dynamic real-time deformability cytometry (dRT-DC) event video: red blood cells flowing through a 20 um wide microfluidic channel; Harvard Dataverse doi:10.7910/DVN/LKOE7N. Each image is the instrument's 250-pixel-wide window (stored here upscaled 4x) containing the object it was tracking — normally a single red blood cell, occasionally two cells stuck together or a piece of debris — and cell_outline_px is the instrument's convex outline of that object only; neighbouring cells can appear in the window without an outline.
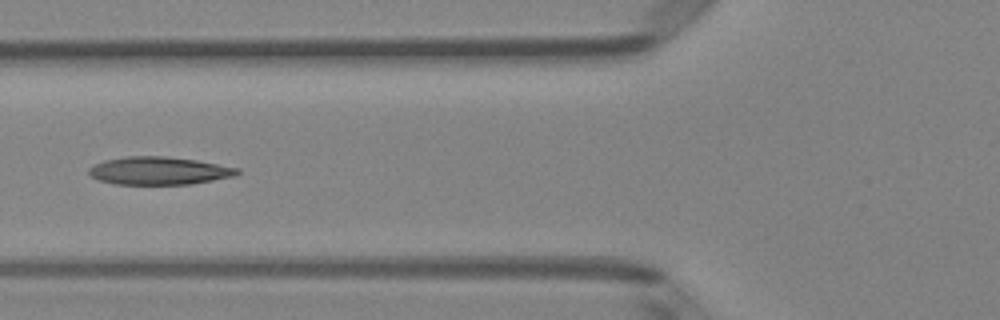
{"species": "Egyptian fruit bat (a non-hibernating species)", "species_latin": "Rousettus aegyptiacus", "temperature_condition": "room temperature", "stored_images_in_passage": 7, "camera_frame_rate_fps": 3000, "um_per_image_px": 0.085, "animal": {"sex": "female"}, "frame": {"image": 1, "passage_image": 6, "time_ms": 1.667, "image_size_px": [1000, 320], "cell_outline_px": [[240, 172], [236, 176], [192, 184], [116, 184], [100, 180], [92, 176], [88, 172], [88, 168], [92, 164], [104, 160], [124, 156], [164, 156], [196, 160], [240, 168]], "centroid_in_image_um": [13.52, 14.51], "position_along_channel_um": 112.3, "area_um2": 24.22}}
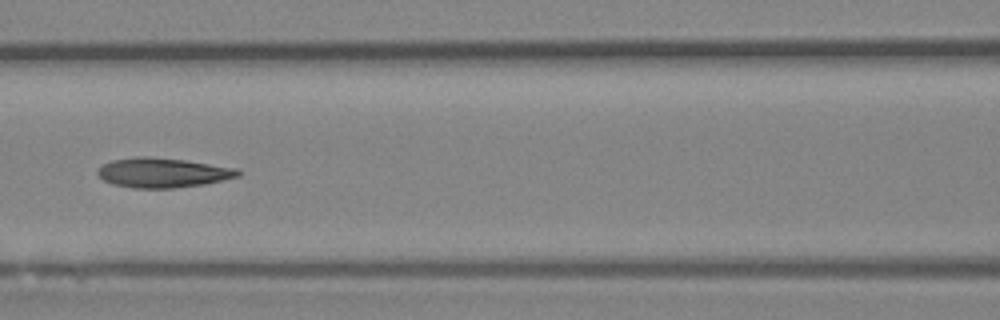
{"frame": {"image": 2, "passage_image": 7, "time_ms": 2.0, "image_size_px": [1000, 320], "cell_outline_px": [[240, 176], [204, 184], [172, 188], [132, 188], [112, 184], [104, 180], [96, 172], [104, 164], [112, 160], [136, 156], [148, 156], [184, 160], [240, 168]], "centroid_in_image_um": [13.85, 14.67], "position_along_channel_um": 152.7, "area_um2": 24.28}}